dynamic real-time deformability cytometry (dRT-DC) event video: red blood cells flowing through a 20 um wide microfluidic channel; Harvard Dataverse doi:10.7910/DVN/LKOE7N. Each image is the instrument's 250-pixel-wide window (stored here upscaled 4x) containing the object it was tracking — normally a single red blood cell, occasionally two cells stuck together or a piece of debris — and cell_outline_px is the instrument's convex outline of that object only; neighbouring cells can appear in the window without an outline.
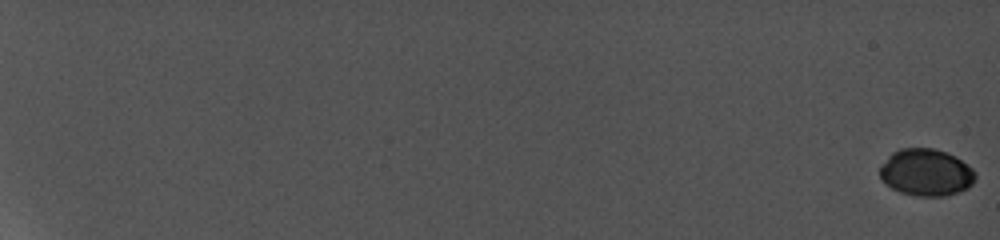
{"species": "common noctule bat (a hibernating species)", "species_latin": "Nyctalus noctula", "temperature_condition": "cold", "stored_images_in_passage": 14, "camera_frame_rate_fps": 5000, "um_per_image_px": 0.085, "animal": {"sex": "female", "body_mass_g": 19.0, "forearm_length_mm": 56.7}, "frame": {"image": 1, "passage_image": 1, "time_ms": 0.0, "image_size_px": [1000, 240], "cell_outline_px": [[976, 176], [964, 188], [956, 192], [940, 196], [924, 196], [904, 192], [892, 188], [880, 176], [880, 168], [892, 152], [904, 148], [932, 148], [944, 152], [960, 160], [972, 168]], "centroid_in_image_um": [78.69, 14.63], "position_along_channel_um": 6.3, "area_um2": 25.09}}
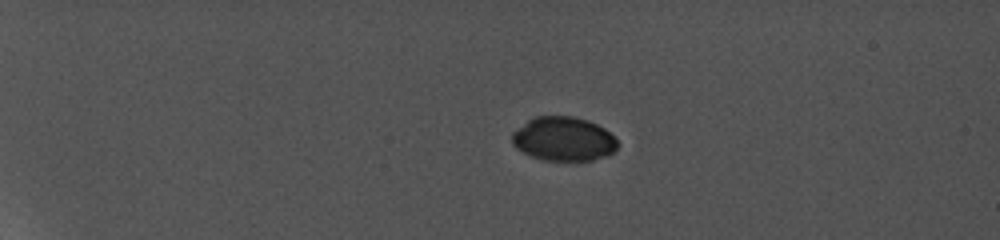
{"frame": {"image": 2, "passage_image": 7, "time_ms": 5.6, "image_size_px": [1000, 240], "cell_outline_px": [[616, 148], [612, 152], [588, 160], [544, 160], [532, 156], [524, 152], [512, 140], [512, 132], [528, 120], [536, 116], [572, 116], [588, 120], [604, 128], [616, 140]], "centroid_in_image_um": [47.88, 11.78], "position_along_channel_um": 37.1, "area_um2": 26.36}}
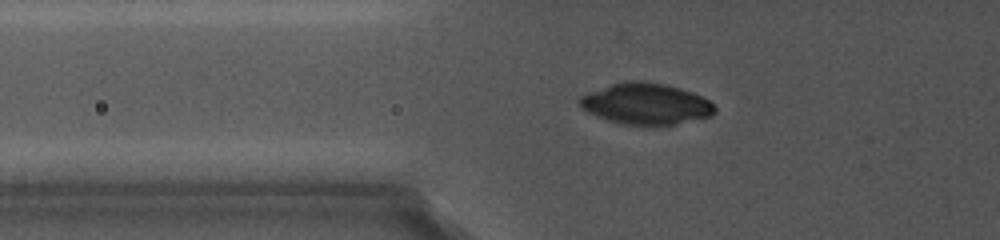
{"frame": {"image": 3, "passage_image": 11, "time_ms": 9.0, "image_size_px": [1000, 240], "cell_outline_px": [[716, 108], [708, 116], [672, 124], [624, 124], [608, 120], [584, 108], [580, 104], [580, 96], [612, 84], [628, 80], [644, 80], [664, 84], [692, 92], [708, 100]], "centroid_in_image_um": [54.9, 8.79], "position_along_channel_um": 70.9, "area_um2": 31.33}}